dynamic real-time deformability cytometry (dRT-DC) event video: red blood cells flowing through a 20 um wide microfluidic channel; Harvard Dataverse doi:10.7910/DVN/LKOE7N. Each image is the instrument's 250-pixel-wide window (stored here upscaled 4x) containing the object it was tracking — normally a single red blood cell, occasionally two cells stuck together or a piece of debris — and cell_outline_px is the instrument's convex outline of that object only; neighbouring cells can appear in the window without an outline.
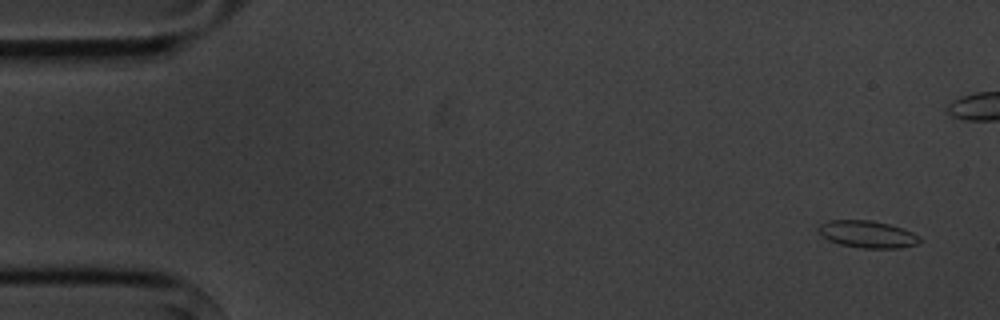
{"species": "common noctule bat (a hibernating species)", "species_latin": "Nyctalus noctula", "temperature_condition": "cold", "stored_images_in_passage": 6, "camera_frame_rate_fps": 3000, "um_per_image_px": 0.085, "animal": {"sex": "male", "body_mass_g": 20.1, "forearm_length_mm": 53.5}, "frame": {"image": 1, "passage_image": 1, "time_ms": 0.0, "image_size_px": [1000, 320], "cell_outline_px": [[920, 240], [916, 244], [900, 248], [864, 248], [840, 244], [828, 240], [820, 232], [820, 224], [828, 220], [872, 220], [904, 228], [920, 236]], "centroid_in_image_um": [73.77, 19.9], "position_along_channel_um": 11.2, "area_um2": 15.84}}